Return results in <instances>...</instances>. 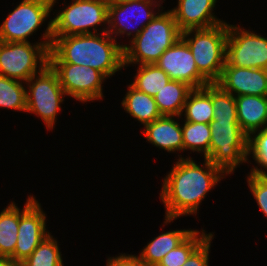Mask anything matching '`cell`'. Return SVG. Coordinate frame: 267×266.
Listing matches in <instances>:
<instances>
[{
  "label": "cell",
  "instance_id": "cell-35",
  "mask_svg": "<svg viewBox=\"0 0 267 266\" xmlns=\"http://www.w3.org/2000/svg\"><path fill=\"white\" fill-rule=\"evenodd\" d=\"M105 1L107 2L108 6H110V5H118L121 3L130 2L133 0H105Z\"/></svg>",
  "mask_w": 267,
  "mask_h": 266
},
{
  "label": "cell",
  "instance_id": "cell-23",
  "mask_svg": "<svg viewBox=\"0 0 267 266\" xmlns=\"http://www.w3.org/2000/svg\"><path fill=\"white\" fill-rule=\"evenodd\" d=\"M19 207L11 201L0 212V258L13 259L18 238Z\"/></svg>",
  "mask_w": 267,
  "mask_h": 266
},
{
  "label": "cell",
  "instance_id": "cell-1",
  "mask_svg": "<svg viewBox=\"0 0 267 266\" xmlns=\"http://www.w3.org/2000/svg\"><path fill=\"white\" fill-rule=\"evenodd\" d=\"M172 169L162 179L159 193L165 207L164 225L181 216L196 215L208 192L227 174L204 158L198 165L191 156L178 155Z\"/></svg>",
  "mask_w": 267,
  "mask_h": 266
},
{
  "label": "cell",
  "instance_id": "cell-14",
  "mask_svg": "<svg viewBox=\"0 0 267 266\" xmlns=\"http://www.w3.org/2000/svg\"><path fill=\"white\" fill-rule=\"evenodd\" d=\"M171 80L187 83L193 89L203 88L209 82L199 73L187 43L180 37L155 63Z\"/></svg>",
  "mask_w": 267,
  "mask_h": 266
},
{
  "label": "cell",
  "instance_id": "cell-10",
  "mask_svg": "<svg viewBox=\"0 0 267 266\" xmlns=\"http://www.w3.org/2000/svg\"><path fill=\"white\" fill-rule=\"evenodd\" d=\"M225 62L241 68L267 70V37L228 24Z\"/></svg>",
  "mask_w": 267,
  "mask_h": 266
},
{
  "label": "cell",
  "instance_id": "cell-2",
  "mask_svg": "<svg viewBox=\"0 0 267 266\" xmlns=\"http://www.w3.org/2000/svg\"><path fill=\"white\" fill-rule=\"evenodd\" d=\"M49 63L84 65L111 78L124 68L123 43L117 42L108 32L53 36Z\"/></svg>",
  "mask_w": 267,
  "mask_h": 266
},
{
  "label": "cell",
  "instance_id": "cell-27",
  "mask_svg": "<svg viewBox=\"0 0 267 266\" xmlns=\"http://www.w3.org/2000/svg\"><path fill=\"white\" fill-rule=\"evenodd\" d=\"M213 232L206 233L204 229L194 230L182 243L175 249L166 254L157 266H182L188 257L211 235Z\"/></svg>",
  "mask_w": 267,
  "mask_h": 266
},
{
  "label": "cell",
  "instance_id": "cell-11",
  "mask_svg": "<svg viewBox=\"0 0 267 266\" xmlns=\"http://www.w3.org/2000/svg\"><path fill=\"white\" fill-rule=\"evenodd\" d=\"M165 0H133L108 6V30L115 39L126 35L134 38L161 11ZM162 6V7H161ZM157 7V10H156ZM160 7V8H159ZM155 8V10H154ZM136 25V26H135Z\"/></svg>",
  "mask_w": 267,
  "mask_h": 266
},
{
  "label": "cell",
  "instance_id": "cell-30",
  "mask_svg": "<svg viewBox=\"0 0 267 266\" xmlns=\"http://www.w3.org/2000/svg\"><path fill=\"white\" fill-rule=\"evenodd\" d=\"M247 156L248 158L252 157L257 164V166H252L248 173L267 175V128L256 131L248 137ZM259 166L260 168H258Z\"/></svg>",
  "mask_w": 267,
  "mask_h": 266
},
{
  "label": "cell",
  "instance_id": "cell-18",
  "mask_svg": "<svg viewBox=\"0 0 267 266\" xmlns=\"http://www.w3.org/2000/svg\"><path fill=\"white\" fill-rule=\"evenodd\" d=\"M235 102L239 126L248 137L267 128V96L242 95Z\"/></svg>",
  "mask_w": 267,
  "mask_h": 266
},
{
  "label": "cell",
  "instance_id": "cell-33",
  "mask_svg": "<svg viewBox=\"0 0 267 266\" xmlns=\"http://www.w3.org/2000/svg\"><path fill=\"white\" fill-rule=\"evenodd\" d=\"M106 266H147L136 254L120 253L119 256L109 257Z\"/></svg>",
  "mask_w": 267,
  "mask_h": 266
},
{
  "label": "cell",
  "instance_id": "cell-12",
  "mask_svg": "<svg viewBox=\"0 0 267 266\" xmlns=\"http://www.w3.org/2000/svg\"><path fill=\"white\" fill-rule=\"evenodd\" d=\"M57 73L59 82L68 97L80 103L104 99L103 84L107 78L91 67L71 63H49Z\"/></svg>",
  "mask_w": 267,
  "mask_h": 266
},
{
  "label": "cell",
  "instance_id": "cell-7",
  "mask_svg": "<svg viewBox=\"0 0 267 266\" xmlns=\"http://www.w3.org/2000/svg\"><path fill=\"white\" fill-rule=\"evenodd\" d=\"M209 160L227 175L237 167L250 162L248 159V136L238 121H211Z\"/></svg>",
  "mask_w": 267,
  "mask_h": 266
},
{
  "label": "cell",
  "instance_id": "cell-8",
  "mask_svg": "<svg viewBox=\"0 0 267 266\" xmlns=\"http://www.w3.org/2000/svg\"><path fill=\"white\" fill-rule=\"evenodd\" d=\"M26 112L35 114L44 122L46 129L55 127L61 104L67 96L60 85L57 73L48 64L26 83Z\"/></svg>",
  "mask_w": 267,
  "mask_h": 266
},
{
  "label": "cell",
  "instance_id": "cell-19",
  "mask_svg": "<svg viewBox=\"0 0 267 266\" xmlns=\"http://www.w3.org/2000/svg\"><path fill=\"white\" fill-rule=\"evenodd\" d=\"M194 230L178 229L159 234L137 255L147 266H157L163 257L182 243Z\"/></svg>",
  "mask_w": 267,
  "mask_h": 266
},
{
  "label": "cell",
  "instance_id": "cell-26",
  "mask_svg": "<svg viewBox=\"0 0 267 266\" xmlns=\"http://www.w3.org/2000/svg\"><path fill=\"white\" fill-rule=\"evenodd\" d=\"M50 233L24 260L22 266H64L57 237Z\"/></svg>",
  "mask_w": 267,
  "mask_h": 266
},
{
  "label": "cell",
  "instance_id": "cell-24",
  "mask_svg": "<svg viewBox=\"0 0 267 266\" xmlns=\"http://www.w3.org/2000/svg\"><path fill=\"white\" fill-rule=\"evenodd\" d=\"M137 66L131 85L149 96L154 97L171 80L156 64Z\"/></svg>",
  "mask_w": 267,
  "mask_h": 266
},
{
  "label": "cell",
  "instance_id": "cell-3",
  "mask_svg": "<svg viewBox=\"0 0 267 266\" xmlns=\"http://www.w3.org/2000/svg\"><path fill=\"white\" fill-rule=\"evenodd\" d=\"M163 9L137 36L130 39L128 45L123 44L124 69L131 64H155L164 51L181 37L172 12Z\"/></svg>",
  "mask_w": 267,
  "mask_h": 266
},
{
  "label": "cell",
  "instance_id": "cell-13",
  "mask_svg": "<svg viewBox=\"0 0 267 266\" xmlns=\"http://www.w3.org/2000/svg\"><path fill=\"white\" fill-rule=\"evenodd\" d=\"M46 215L36 197L28 196L19 208L18 238L13 260L22 263L51 232L47 230Z\"/></svg>",
  "mask_w": 267,
  "mask_h": 266
},
{
  "label": "cell",
  "instance_id": "cell-17",
  "mask_svg": "<svg viewBox=\"0 0 267 266\" xmlns=\"http://www.w3.org/2000/svg\"><path fill=\"white\" fill-rule=\"evenodd\" d=\"M176 118L182 119L180 116L162 115L146 124L143 131L146 142L169 153L184 152L182 125Z\"/></svg>",
  "mask_w": 267,
  "mask_h": 266
},
{
  "label": "cell",
  "instance_id": "cell-22",
  "mask_svg": "<svg viewBox=\"0 0 267 266\" xmlns=\"http://www.w3.org/2000/svg\"><path fill=\"white\" fill-rule=\"evenodd\" d=\"M193 90L187 83L170 80L155 96L161 115L180 116L188 94Z\"/></svg>",
  "mask_w": 267,
  "mask_h": 266
},
{
  "label": "cell",
  "instance_id": "cell-5",
  "mask_svg": "<svg viewBox=\"0 0 267 266\" xmlns=\"http://www.w3.org/2000/svg\"><path fill=\"white\" fill-rule=\"evenodd\" d=\"M227 36L226 22L181 32V38L189 46L199 73L209 83H216L221 76L225 65Z\"/></svg>",
  "mask_w": 267,
  "mask_h": 266
},
{
  "label": "cell",
  "instance_id": "cell-34",
  "mask_svg": "<svg viewBox=\"0 0 267 266\" xmlns=\"http://www.w3.org/2000/svg\"><path fill=\"white\" fill-rule=\"evenodd\" d=\"M0 266H22L20 262L13 259L0 258Z\"/></svg>",
  "mask_w": 267,
  "mask_h": 266
},
{
  "label": "cell",
  "instance_id": "cell-16",
  "mask_svg": "<svg viewBox=\"0 0 267 266\" xmlns=\"http://www.w3.org/2000/svg\"><path fill=\"white\" fill-rule=\"evenodd\" d=\"M171 12L181 32L189 29L209 28L225 21L215 16L217 0H177ZM214 12V13H213Z\"/></svg>",
  "mask_w": 267,
  "mask_h": 266
},
{
  "label": "cell",
  "instance_id": "cell-6",
  "mask_svg": "<svg viewBox=\"0 0 267 266\" xmlns=\"http://www.w3.org/2000/svg\"><path fill=\"white\" fill-rule=\"evenodd\" d=\"M70 3L65 5L63 2L65 7L56 12L55 17H53V36L107 32L108 4L105 0H72ZM99 26L104 28H98Z\"/></svg>",
  "mask_w": 267,
  "mask_h": 266
},
{
  "label": "cell",
  "instance_id": "cell-20",
  "mask_svg": "<svg viewBox=\"0 0 267 266\" xmlns=\"http://www.w3.org/2000/svg\"><path fill=\"white\" fill-rule=\"evenodd\" d=\"M121 102L122 108L143 126L152 123L162 115L157 108L154 97L137 90L131 84Z\"/></svg>",
  "mask_w": 267,
  "mask_h": 266
},
{
  "label": "cell",
  "instance_id": "cell-25",
  "mask_svg": "<svg viewBox=\"0 0 267 266\" xmlns=\"http://www.w3.org/2000/svg\"><path fill=\"white\" fill-rule=\"evenodd\" d=\"M182 137L184 151L201 153L204 158L209 159V148L211 141L210 124L183 121Z\"/></svg>",
  "mask_w": 267,
  "mask_h": 266
},
{
  "label": "cell",
  "instance_id": "cell-28",
  "mask_svg": "<svg viewBox=\"0 0 267 266\" xmlns=\"http://www.w3.org/2000/svg\"><path fill=\"white\" fill-rule=\"evenodd\" d=\"M25 82L0 75V107L26 112Z\"/></svg>",
  "mask_w": 267,
  "mask_h": 266
},
{
  "label": "cell",
  "instance_id": "cell-31",
  "mask_svg": "<svg viewBox=\"0 0 267 266\" xmlns=\"http://www.w3.org/2000/svg\"><path fill=\"white\" fill-rule=\"evenodd\" d=\"M247 183L259 210L267 218V175H255L249 173Z\"/></svg>",
  "mask_w": 267,
  "mask_h": 266
},
{
  "label": "cell",
  "instance_id": "cell-9",
  "mask_svg": "<svg viewBox=\"0 0 267 266\" xmlns=\"http://www.w3.org/2000/svg\"><path fill=\"white\" fill-rule=\"evenodd\" d=\"M53 10L52 4L44 0H22L0 25V41L30 42Z\"/></svg>",
  "mask_w": 267,
  "mask_h": 266
},
{
  "label": "cell",
  "instance_id": "cell-21",
  "mask_svg": "<svg viewBox=\"0 0 267 266\" xmlns=\"http://www.w3.org/2000/svg\"><path fill=\"white\" fill-rule=\"evenodd\" d=\"M183 121L210 124L214 119L212 105V83L203 88L193 89L187 96L181 114Z\"/></svg>",
  "mask_w": 267,
  "mask_h": 266
},
{
  "label": "cell",
  "instance_id": "cell-36",
  "mask_svg": "<svg viewBox=\"0 0 267 266\" xmlns=\"http://www.w3.org/2000/svg\"><path fill=\"white\" fill-rule=\"evenodd\" d=\"M44 1H47V2H49L50 4H52V7L55 6V3H58V2H57L58 0H44Z\"/></svg>",
  "mask_w": 267,
  "mask_h": 266
},
{
  "label": "cell",
  "instance_id": "cell-32",
  "mask_svg": "<svg viewBox=\"0 0 267 266\" xmlns=\"http://www.w3.org/2000/svg\"><path fill=\"white\" fill-rule=\"evenodd\" d=\"M214 235L211 234L187 259L182 266H209V254Z\"/></svg>",
  "mask_w": 267,
  "mask_h": 266
},
{
  "label": "cell",
  "instance_id": "cell-15",
  "mask_svg": "<svg viewBox=\"0 0 267 266\" xmlns=\"http://www.w3.org/2000/svg\"><path fill=\"white\" fill-rule=\"evenodd\" d=\"M216 84L235 97L242 95L267 96V70L241 68L225 62Z\"/></svg>",
  "mask_w": 267,
  "mask_h": 266
},
{
  "label": "cell",
  "instance_id": "cell-4",
  "mask_svg": "<svg viewBox=\"0 0 267 266\" xmlns=\"http://www.w3.org/2000/svg\"><path fill=\"white\" fill-rule=\"evenodd\" d=\"M41 35L42 41L36 43L0 41V75L26 83L41 72L49 64L52 18Z\"/></svg>",
  "mask_w": 267,
  "mask_h": 266
},
{
  "label": "cell",
  "instance_id": "cell-29",
  "mask_svg": "<svg viewBox=\"0 0 267 266\" xmlns=\"http://www.w3.org/2000/svg\"><path fill=\"white\" fill-rule=\"evenodd\" d=\"M212 105L214 119L212 121H238L235 96L212 83Z\"/></svg>",
  "mask_w": 267,
  "mask_h": 266
}]
</instances>
